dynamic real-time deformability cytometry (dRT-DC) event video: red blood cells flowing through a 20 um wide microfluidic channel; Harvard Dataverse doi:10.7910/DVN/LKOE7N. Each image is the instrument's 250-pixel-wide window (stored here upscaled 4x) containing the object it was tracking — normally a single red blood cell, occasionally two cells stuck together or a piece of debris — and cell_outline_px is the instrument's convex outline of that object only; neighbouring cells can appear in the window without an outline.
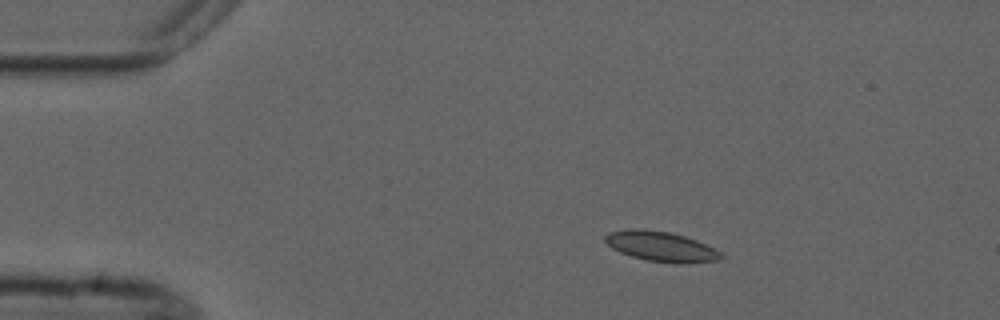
{"species": "common noctule bat (a hibernating species)", "species_latin": "Nyctalus noctula", "temperature_condition": "cold", "stored_images_in_passage": 3, "camera_frame_rate_fps": 3000, "um_per_image_px": 0.085, "animal": {"sex": "male", "forearm_length_mm": 52.5}, "frame": {"image": 1, "passage_image": 2, "time_ms": 2.0, "image_size_px": [1000, 320], "cell_outline_px": [[724, 256], [720, 260], [644, 260], [620, 252], [612, 248], [604, 240], [604, 236], [608, 232], [628, 228], [644, 228], [672, 232], [696, 240], [720, 252]], "centroid_in_image_um": [56.05, 20.86], "position_along_channel_um": 29.0, "area_um2": 19.36}}